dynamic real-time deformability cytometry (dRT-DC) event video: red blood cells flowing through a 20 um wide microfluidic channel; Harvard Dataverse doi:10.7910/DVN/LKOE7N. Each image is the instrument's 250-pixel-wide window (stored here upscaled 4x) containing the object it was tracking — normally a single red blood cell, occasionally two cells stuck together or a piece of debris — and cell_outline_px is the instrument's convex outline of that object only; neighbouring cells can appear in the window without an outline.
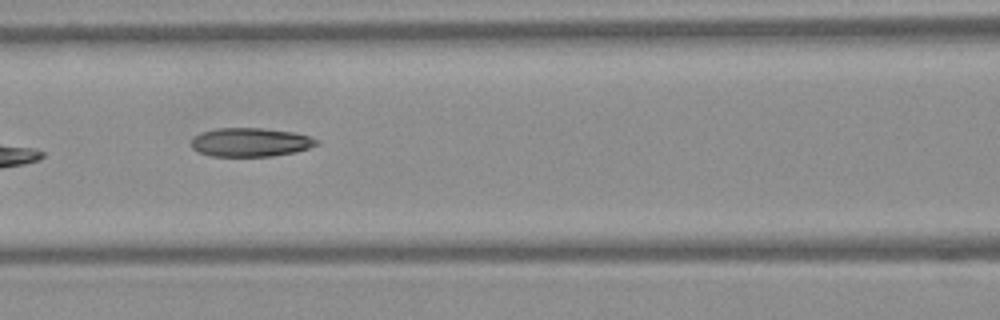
{"species": "Egyptian fruit bat (a non-hibernating species)", "species_latin": "Rousettus aegyptiacus", "temperature_condition": "warm", "stored_images_in_passage": 9, "segment_of_instrument_passage": [1, 2], "camera_frame_rate_fps": 3000, "um_per_image_px": 0.085, "frame": {"image": 1, "passage_image": 6, "time_ms": 1.667, "image_size_px": [1000, 320], "cell_outline_px": [[320, 144], [296, 152], [272, 156], [212, 156], [200, 152], [192, 148], [192, 136], [200, 132], [216, 128], [260, 128], [292, 132], [308, 136], [320, 140]], "centroid_in_image_um": [21.29, 12.09], "position_along_channel_um": 145.3, "area_um2": 21.04}}
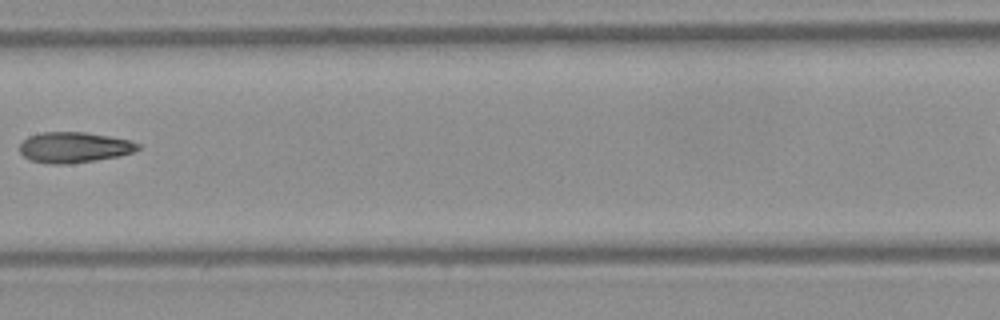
{"frame": {"image": 2, "passage_image": 7, "time_ms": 2.0, "image_size_px": [1000, 320], "cell_outline_px": [[140, 148], [132, 152], [120, 156], [72, 164], [48, 164], [32, 160], [24, 156], [20, 152], [20, 144], [28, 136], [40, 132], [84, 132], [108, 136], [128, 140], [140, 144]], "centroid_in_image_um": [6.29, 12.53], "position_along_channel_um": 201.1, "area_um2": 21.1}}
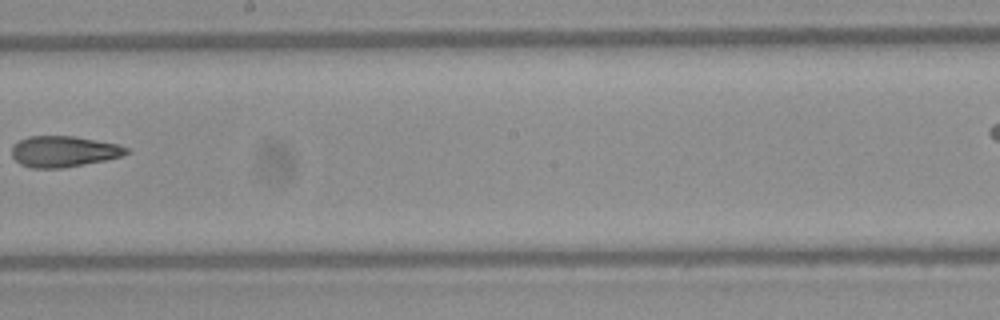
{"frame": {"image": 3, "passage_image": 8, "time_ms": 2.333, "image_size_px": [1000, 320], "cell_outline_px": [[132, 152], [124, 156], [64, 168], [32, 168], [20, 164], [12, 156], [12, 148], [20, 140], [28, 136], [72, 136], [116, 144], [128, 148]], "centroid_in_image_um": [5.43, 12.88], "position_along_channel_um": 242.8, "area_um2": 20.58}}